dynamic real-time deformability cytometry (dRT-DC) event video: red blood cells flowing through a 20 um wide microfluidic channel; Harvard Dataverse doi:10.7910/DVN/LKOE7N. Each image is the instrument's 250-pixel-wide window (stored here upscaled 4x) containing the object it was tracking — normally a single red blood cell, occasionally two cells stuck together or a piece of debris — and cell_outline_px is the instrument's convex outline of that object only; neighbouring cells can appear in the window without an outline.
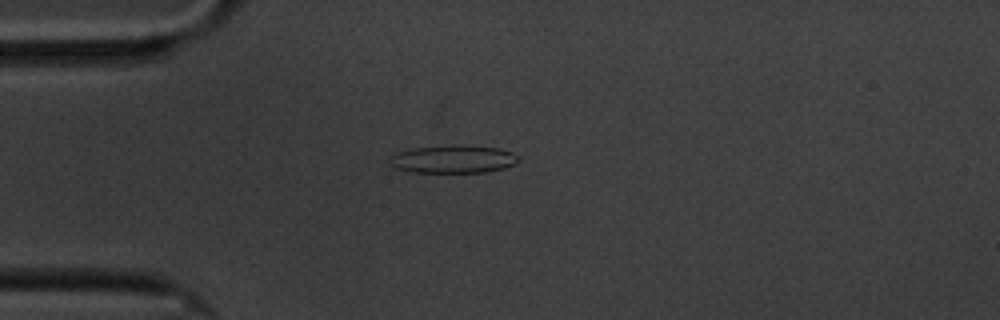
{"species": "common noctule bat (a hibernating species)", "species_latin": "Nyctalus noctula", "temperature_condition": "cold", "stored_images_in_passage": 59, "camera_frame_rate_fps": 3000, "um_per_image_px": 0.085, "animal": {"sex": "male", "body_mass_g": 20.1, "forearm_length_mm": 53.5}, "frame": {"image": 1, "passage_image": 15, "time_ms": 4.667, "image_size_px": [1000, 320], "cell_outline_px": [[520, 160], [504, 168], [484, 172], [412, 172], [396, 168], [388, 164], [388, 160], [392, 156], [400, 152], [412, 148], [452, 144], [460, 144], [500, 148], [512, 152], [520, 156]], "centroid_in_image_um": [38.53, 13.51], "position_along_channel_um": 46.5, "area_um2": 21.15}}
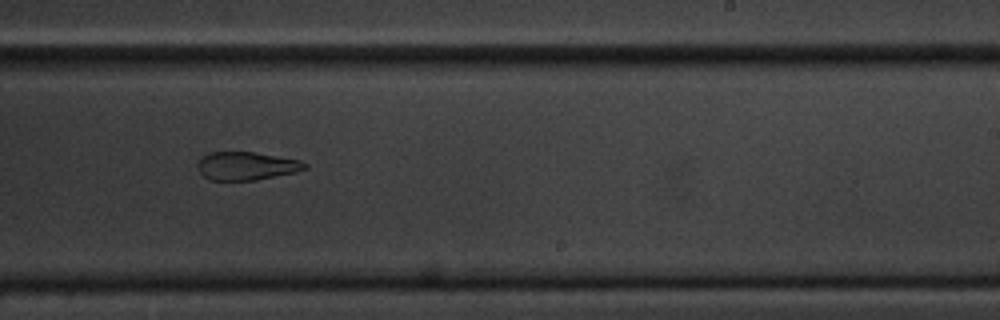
{"frame": {"image": 2, "passage_image": 36, "time_ms": 11.667, "image_size_px": [1000, 320], "cell_outline_px": [[308, 168], [296, 172], [256, 180], [212, 180], [204, 176], [196, 168], [196, 164], [204, 156], [212, 152], [252, 152], [300, 160], [308, 164]], "centroid_in_image_um": [20.96, 14.11], "position_along_channel_um": 268.0, "area_um2": 17.51}}
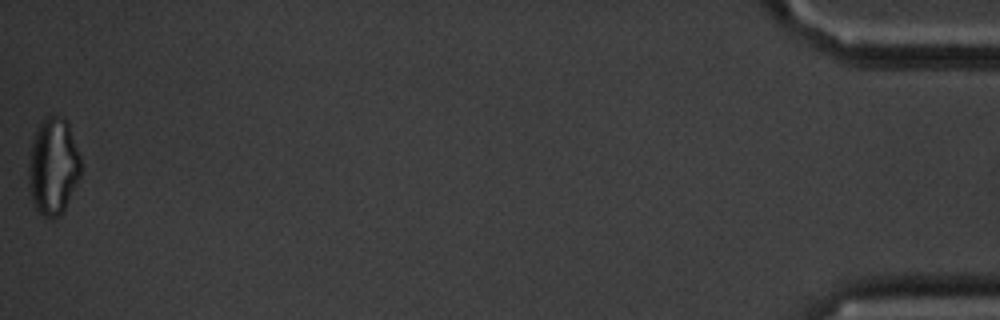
{"frame": {"image": 3, "passage_image": 59, "time_ms": 19.333, "image_size_px": [1000, 320], "cell_outline_px": [[80, 176], [60, 216], [52, 220], [44, 216], [32, 204], [28, 184], [28, 164], [32, 140], [36, 128], [48, 116], [64, 116], [68, 120], [80, 156]], "centroid_in_image_um": [4.5, 14.13], "position_along_channel_um": 430.7, "area_um2": 29.71}, "authors_computed_cell_mechanics": {"area_um2": 21.1548, "velocity_mm_per_s": 3.3721, "shape_relaxation_time_tau1_ms": null, "shape_relaxation_time_tau2_ms": 7.8437, "deformation_change_tau1": null, "deformation_change_tau2": 0.1843}}